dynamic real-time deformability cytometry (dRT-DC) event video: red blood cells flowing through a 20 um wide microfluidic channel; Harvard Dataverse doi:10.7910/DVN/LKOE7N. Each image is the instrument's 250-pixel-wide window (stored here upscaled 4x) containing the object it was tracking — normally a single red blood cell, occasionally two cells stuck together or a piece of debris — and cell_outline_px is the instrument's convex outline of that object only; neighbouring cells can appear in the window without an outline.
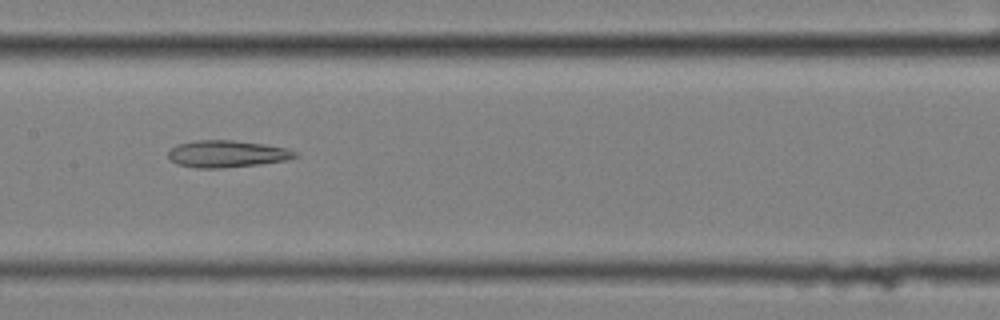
{"species": "common noctule bat (a hibernating species)", "species_latin": "Nyctalus noctula", "temperature_condition": "cold", "stored_images_in_passage": 8, "camera_frame_rate_fps": 3000, "um_per_image_px": 0.085, "animal": {"sex": "female", "body_mass_g": 25.1}, "frame": {"image": 1, "passage_image": 5, "time_ms": 1.333, "image_size_px": [1000, 320], "cell_outline_px": [[300, 156], [288, 160], [260, 164], [220, 168], [196, 168], [176, 164], [168, 156], [168, 152], [176, 144], [196, 140], [232, 140], [264, 144], [288, 148], [296, 152]], "centroid_in_image_um": [19.31, 13.08], "position_along_channel_um": 188.1, "area_um2": 20.06}}
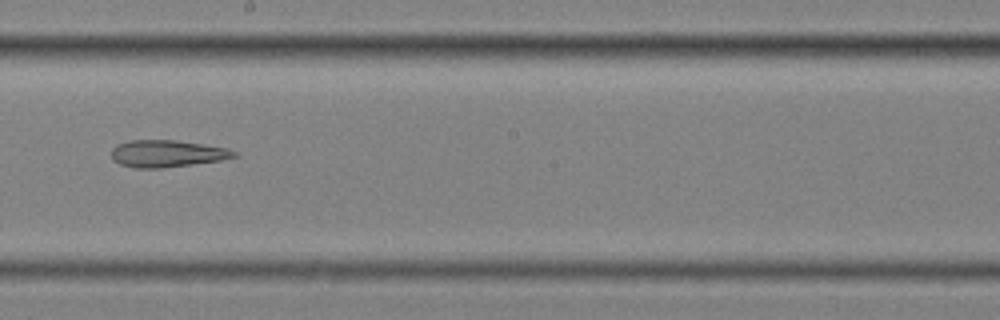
{"frame": {"image": 2, "passage_image": 6, "time_ms": 1.667, "image_size_px": [1000, 320], "cell_outline_px": [[240, 156], [220, 160], [192, 164], [160, 168], [136, 168], [120, 164], [112, 160], [112, 148], [116, 144], [128, 140], [176, 140], [228, 148], [236, 152]], "centroid_in_image_um": [14.19, 13.05], "position_along_channel_um": 234.0, "area_um2": 19.36}}
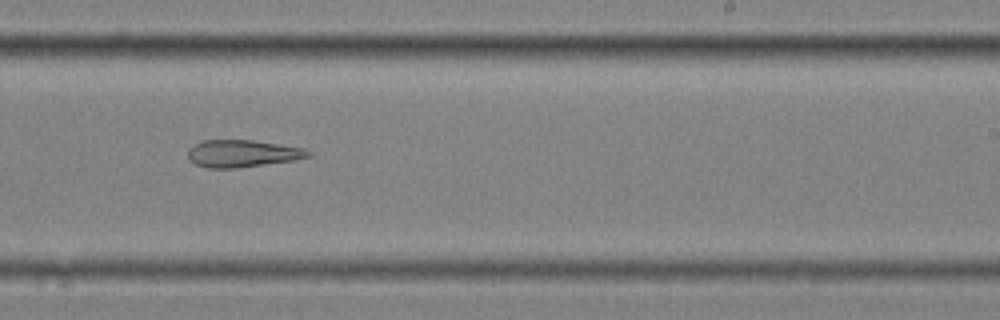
{"frame": {"image": 3, "passage_image": 7, "time_ms": 2.0, "image_size_px": [1000, 320], "cell_outline_px": [[312, 156], [292, 160], [236, 168], [208, 168], [196, 164], [188, 160], [188, 148], [204, 140], [252, 140], [304, 148], [312, 152]], "centroid_in_image_um": [20.59, 13.05], "position_along_channel_um": 268.4, "area_um2": 18.96}}